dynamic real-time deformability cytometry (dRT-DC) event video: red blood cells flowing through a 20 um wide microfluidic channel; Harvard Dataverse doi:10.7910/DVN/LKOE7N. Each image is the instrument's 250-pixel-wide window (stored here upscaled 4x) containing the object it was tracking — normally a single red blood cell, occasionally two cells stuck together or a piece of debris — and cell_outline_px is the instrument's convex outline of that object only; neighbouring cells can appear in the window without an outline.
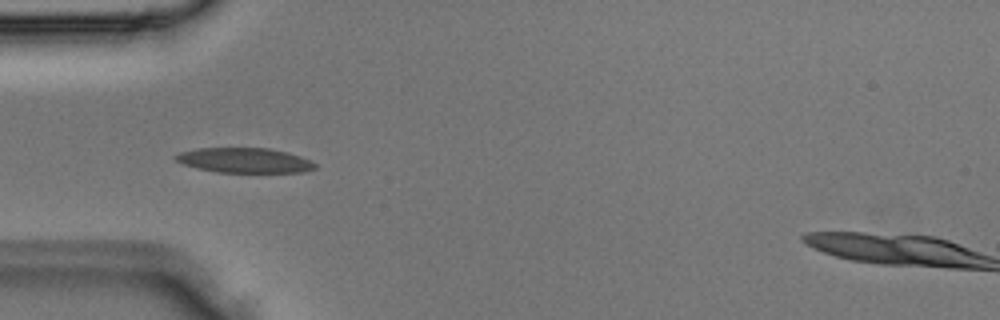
{"species": "Egyptian fruit bat (a non-hibernating species)", "species_latin": "Rousettus aegyptiacus", "temperature_condition": "room temperature", "stored_images_in_passage": 5, "camera_frame_rate_fps": 3000, "um_per_image_px": 0.085, "animal": {"sex": "male"}, "frame": {"image": 1, "passage_image": 4, "time_ms": 1.0, "image_size_px": [1000, 320], "cell_outline_px": [[316, 168], [304, 172], [216, 172], [196, 168], [184, 164], [176, 160], [176, 156], [180, 152], [196, 148], [268, 148], [288, 152], [300, 156], [316, 164]], "centroid_in_image_um": [20.79, 13.63], "position_along_channel_um": 64.2, "area_um2": 20.11}}
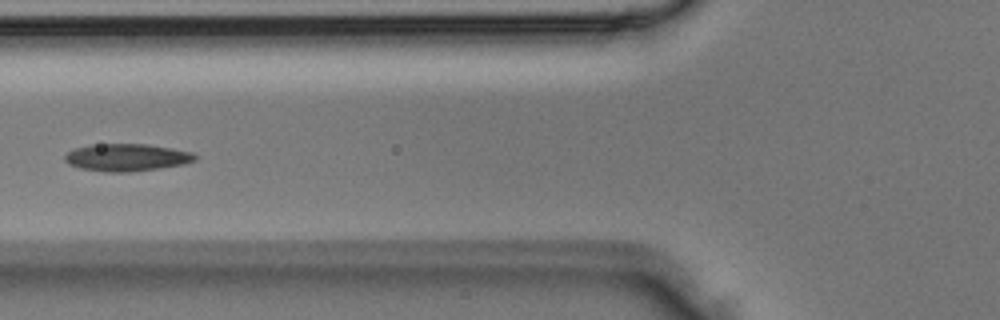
{"frame": {"image": 2, "passage_image": 5, "time_ms": 1.333, "image_size_px": [1000, 320], "cell_outline_px": [[196, 160], [184, 164], [160, 168], [128, 172], [108, 172], [80, 168], [68, 164], [64, 160], [64, 156], [72, 148], [92, 144], [148, 144], [172, 148], [192, 152], [196, 156]], "centroid_in_image_um": [10.75, 13.37], "position_along_channel_um": 115.1, "area_um2": 20.87}}